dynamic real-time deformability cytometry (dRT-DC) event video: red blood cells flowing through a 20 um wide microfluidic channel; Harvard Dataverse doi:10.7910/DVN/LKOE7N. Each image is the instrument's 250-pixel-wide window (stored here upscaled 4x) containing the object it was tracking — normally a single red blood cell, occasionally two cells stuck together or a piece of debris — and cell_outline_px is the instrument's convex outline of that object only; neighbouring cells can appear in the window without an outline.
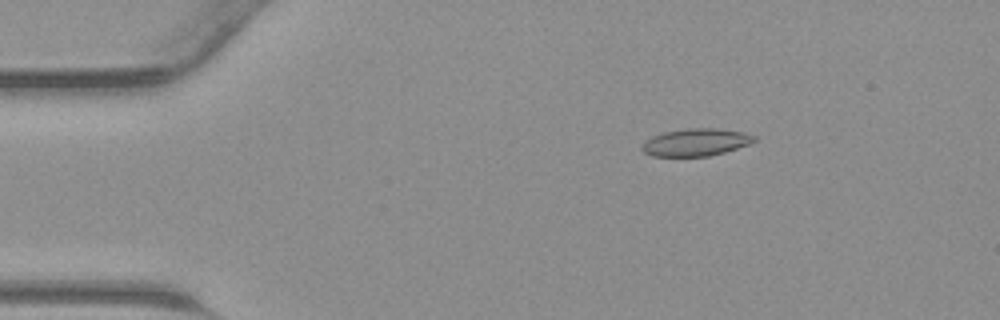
{"species": "common noctule bat (a hibernating species)", "species_latin": "Nyctalus noctula", "temperature_condition": "warm", "stored_images_in_passage": 45, "camera_frame_rate_fps": 3000, "um_per_image_px": 0.085, "animal": {"sex": "male", "body_mass_g": 23.1, "forearm_length_mm": 52.7}, "frame": {"image": 1, "passage_image": 8, "time_ms": 2.333, "image_size_px": [1000, 320], "cell_outline_px": [[756, 140], [748, 144], [724, 152], [708, 156], [652, 156], [644, 152], [640, 148], [644, 140], [652, 136], [664, 132], [688, 128], [716, 128], [744, 132], [756, 136]], "centroid_in_image_um": [59.11, 12.09], "position_along_channel_um": 25.9, "area_um2": 17.92}}
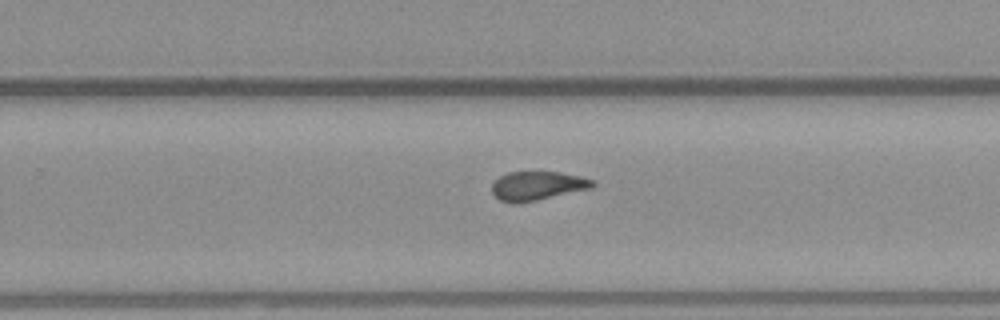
{"frame": {"image": 2, "passage_image": 29, "time_ms": 9.333, "image_size_px": [1000, 320], "cell_outline_px": [[596, 184], [592, 188], [536, 200], [516, 204], [512, 204], [500, 200], [492, 192], [492, 184], [500, 176], [508, 172], [556, 172], [580, 176], [596, 180]], "centroid_in_image_um": [45.69, 15.8], "position_along_channel_um": 284.1, "area_um2": 16.94}}
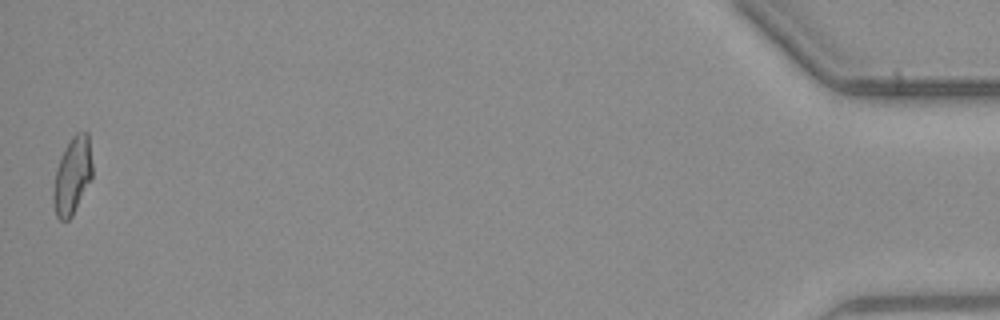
{"frame": {"image": 3, "passage_image": 45, "time_ms": 14.667, "image_size_px": [1000, 320], "cell_outline_px": [[92, 176], [72, 216], [68, 220], [60, 220], [56, 216], [52, 200], [52, 192], [56, 168], [64, 148], [72, 136], [76, 132], [88, 132], [92, 164]], "centroid_in_image_um": [6.13, 14.93], "position_along_channel_um": 429.1, "area_um2": 17.51}}